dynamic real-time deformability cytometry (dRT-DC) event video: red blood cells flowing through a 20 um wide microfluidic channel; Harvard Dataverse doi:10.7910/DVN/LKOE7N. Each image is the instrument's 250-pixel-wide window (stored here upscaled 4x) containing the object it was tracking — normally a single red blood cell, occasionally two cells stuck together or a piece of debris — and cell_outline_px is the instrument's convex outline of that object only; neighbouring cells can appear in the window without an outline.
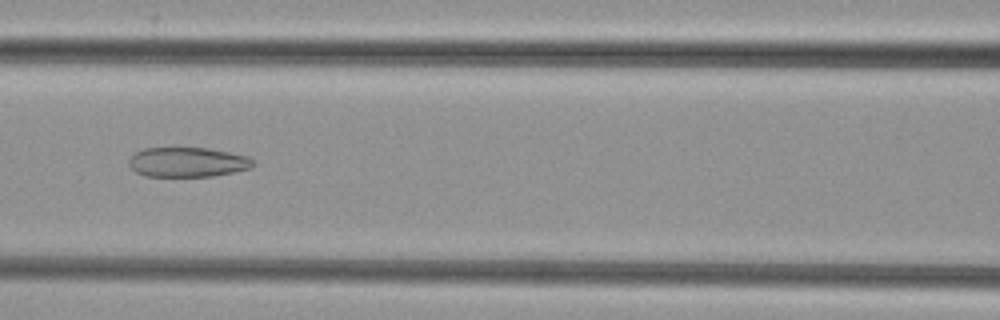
{"species": "common noctule bat (a hibernating species)", "species_latin": "Nyctalus noctula", "temperature_condition": "cold", "stored_images_in_passage": 43, "camera_frame_rate_fps": 3000, "um_per_image_px": 0.085, "animal": {"sex": "female", "body_mass_g": 29.2, "forearm_length_mm": 56.3}, "frame": {"image": 1, "passage_image": 15, "time_ms": 4.667, "image_size_px": [1000, 320], "cell_outline_px": [[256, 164], [248, 168], [232, 172], [212, 176], [144, 176], [136, 172], [128, 164], [128, 160], [136, 152], [144, 148], [208, 148], [248, 156], [256, 160]], "centroid_in_image_um": [15.95, 13.78], "position_along_channel_um": 150.7, "area_um2": 21.44}}
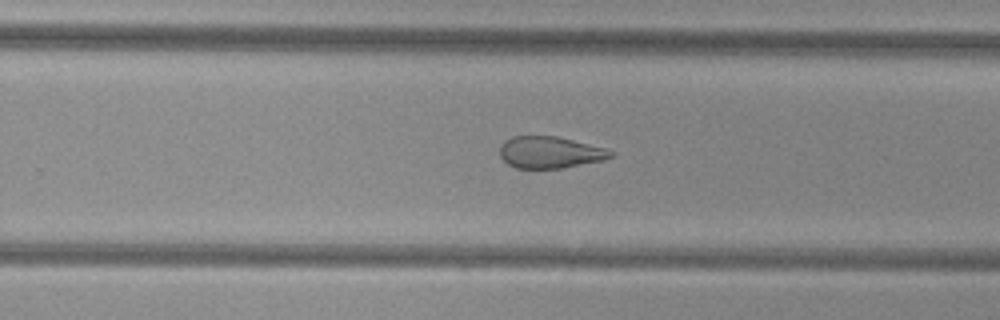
{"frame": {"image": 2, "passage_image": 25, "time_ms": 8.0, "image_size_px": [1000, 320], "cell_outline_px": [[616, 156], [604, 160], [560, 168], [516, 168], [508, 164], [500, 156], [500, 148], [504, 140], [512, 136], [556, 136], [604, 148], [616, 152]], "centroid_in_image_um": [46.76, 12.95], "position_along_channel_um": 283.0, "area_um2": 20.46}}
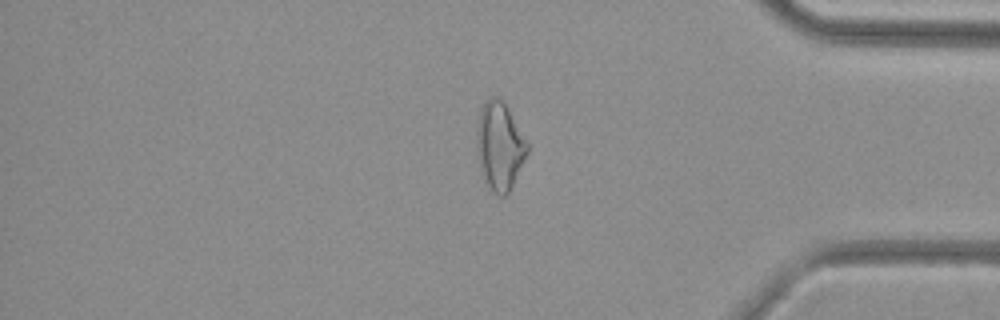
{"frame": {"image": 3, "passage_image": 35, "time_ms": 11.333, "image_size_px": [1000, 320], "cell_outline_px": [[528, 152], [508, 192], [504, 196], [496, 196], [488, 188], [484, 180], [480, 168], [476, 144], [476, 132], [480, 108], [492, 96], [496, 96], [508, 108], [528, 144]], "centroid_in_image_um": [42.44, 12.44], "position_along_channel_um": 392.8, "area_um2": 25.61}}